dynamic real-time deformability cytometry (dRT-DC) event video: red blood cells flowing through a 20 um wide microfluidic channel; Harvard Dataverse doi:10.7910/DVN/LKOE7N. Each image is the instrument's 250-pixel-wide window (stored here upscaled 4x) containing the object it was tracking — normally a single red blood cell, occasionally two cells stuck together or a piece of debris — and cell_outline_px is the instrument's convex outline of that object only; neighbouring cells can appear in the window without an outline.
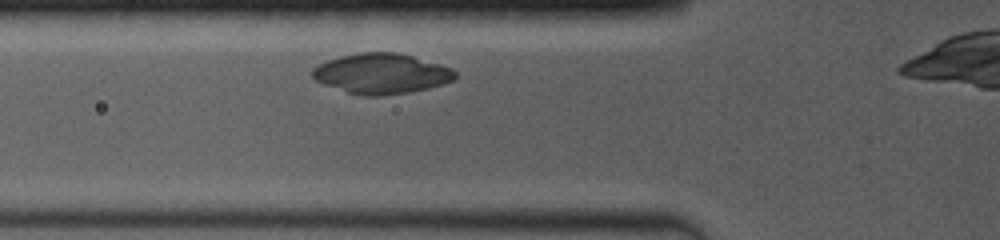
{"species": "common noctule bat (a hibernating species)", "species_latin": "Nyctalus noctula", "temperature_condition": "room temperature", "stored_images_in_passage": 28, "camera_frame_rate_fps": 4000, "um_per_image_px": 0.085, "animal": {"sex": "female", "body_mass_g": 19.0, "forearm_length_mm": 53.3}, "frame": {"image": 1, "passage_image": 7, "time_ms": 1.25, "image_size_px": [1000, 240], "cell_outline_px": [[456, 76], [452, 80], [444, 84], [428, 88], [408, 92], [380, 96], [364, 96], [348, 92], [324, 84], [316, 80], [312, 76], [312, 68], [328, 60], [340, 56], [364, 52], [400, 52], [440, 64], [452, 68], [456, 72]], "centroid_in_image_um": [32.44, 6.25], "position_along_channel_um": 93.4, "area_um2": 33.35}}
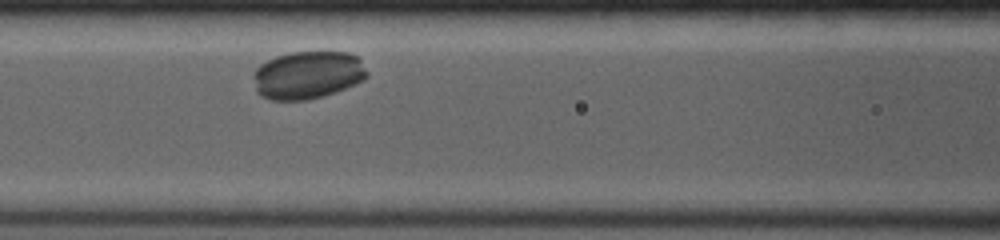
{"frame": {"image": 2, "passage_image": 15, "time_ms": 2.5, "image_size_px": [1000, 240], "cell_outline_px": [[368, 76], [364, 80], [336, 92], [324, 96], [304, 100], [272, 100], [260, 96], [256, 92], [252, 76], [252, 72], [260, 64], [276, 56], [292, 52], [348, 52], [356, 56], [360, 60], [368, 72]], "centroid_in_image_um": [26.12, 6.38], "position_along_channel_um": 140.5, "area_um2": 31.96}}
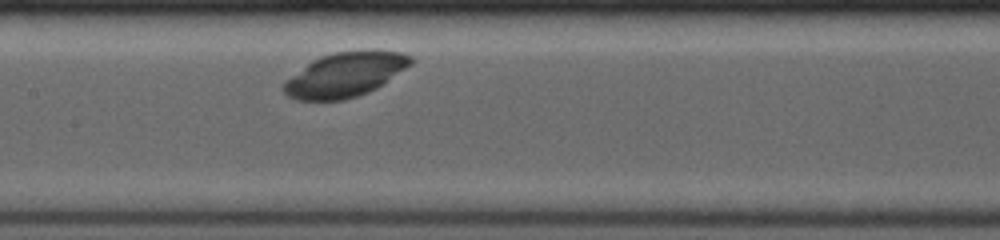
{"frame": {"image": 3, "passage_image": 20, "time_ms": 3.5, "image_size_px": [1000, 240], "cell_outline_px": [[416, 60], [412, 64], [376, 88], [368, 92], [344, 100], [296, 100], [288, 96], [280, 88], [284, 80], [312, 60], [320, 56], [332, 52], [400, 52], [412, 56]], "centroid_in_image_um": [29.27, 6.37], "position_along_channel_um": 178.1, "area_um2": 32.54}}